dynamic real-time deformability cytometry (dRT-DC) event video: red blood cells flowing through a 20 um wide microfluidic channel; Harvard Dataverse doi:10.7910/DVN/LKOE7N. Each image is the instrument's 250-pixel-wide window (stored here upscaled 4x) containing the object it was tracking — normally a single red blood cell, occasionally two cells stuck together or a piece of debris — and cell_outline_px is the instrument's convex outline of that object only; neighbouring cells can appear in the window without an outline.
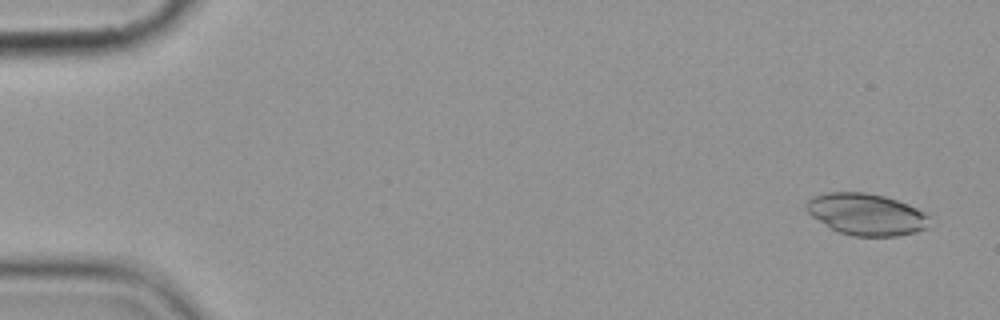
{"species": "common noctule bat (a hibernating species)", "species_latin": "Nyctalus noctula", "temperature_condition": "cold", "stored_images_in_passage": 6, "camera_frame_rate_fps": 3000, "um_per_image_px": 0.085, "animal": {"sex": "female", "body_mass_g": 19.9}, "frame": {"image": 1, "passage_image": 1, "time_ms": 0.0, "image_size_px": [1000, 320], "cell_outline_px": [[932, 216], [924, 228], [916, 232], [896, 236], [852, 236], [840, 232], [832, 228], [812, 216], [804, 208], [804, 204], [812, 196], [824, 192], [864, 192], [884, 196], [908, 204]], "centroid_in_image_um": [73.62, 18.2], "position_along_channel_um": 11.4, "area_um2": 29.88}}